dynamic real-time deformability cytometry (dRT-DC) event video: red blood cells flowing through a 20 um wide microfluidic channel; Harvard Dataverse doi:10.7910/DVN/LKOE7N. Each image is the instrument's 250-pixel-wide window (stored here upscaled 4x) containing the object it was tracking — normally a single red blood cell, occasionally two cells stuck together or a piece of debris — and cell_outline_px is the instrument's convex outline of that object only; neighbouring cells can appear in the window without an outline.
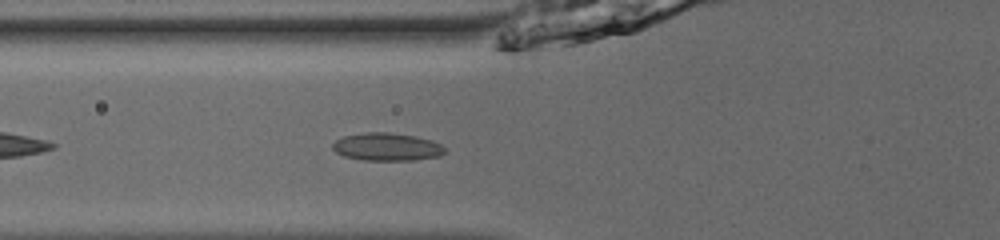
{"species": "common noctule bat (a hibernating species)", "species_latin": "Nyctalus noctula", "temperature_condition": "room temperature", "stored_images_in_passage": 36, "camera_frame_rate_fps": 3000, "um_per_image_px": 0.085, "animal": {"sex": "male", "body_mass_g": 13.0, "forearm_length_mm": 53.1}, "frame": {"image": 1, "passage_image": 4, "time_ms": 1.0, "image_size_px": [1000, 240], "cell_outline_px": [[444, 152], [440, 156], [412, 160], [364, 160], [344, 156], [336, 152], [332, 148], [332, 144], [336, 140], [344, 136], [364, 132], [388, 132], [416, 136], [432, 140], [440, 144], [444, 148]], "centroid_in_image_um": [32.87, 12.47], "position_along_channel_um": 92.9, "area_um2": 18.15}}
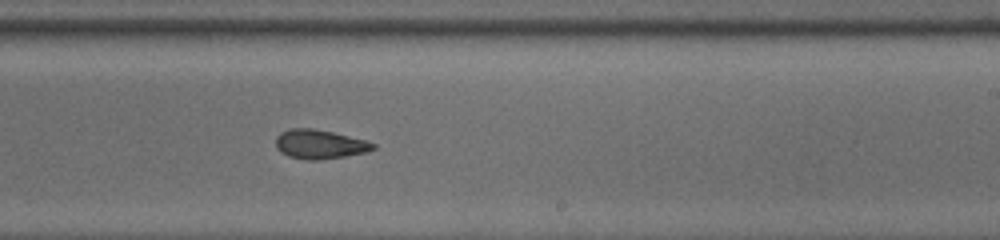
{"frame": {"image": 2, "passage_image": 17, "time_ms": 5.333, "image_size_px": [1000, 240], "cell_outline_px": [[376, 148], [364, 152], [344, 156], [320, 160], [304, 160], [288, 156], [280, 152], [276, 148], [276, 136], [280, 132], [288, 128], [312, 128], [332, 132], [368, 140], [376, 144]], "centroid_in_image_um": [27.15, 12.25], "position_along_channel_um": 261.9, "area_um2": 16.7}}
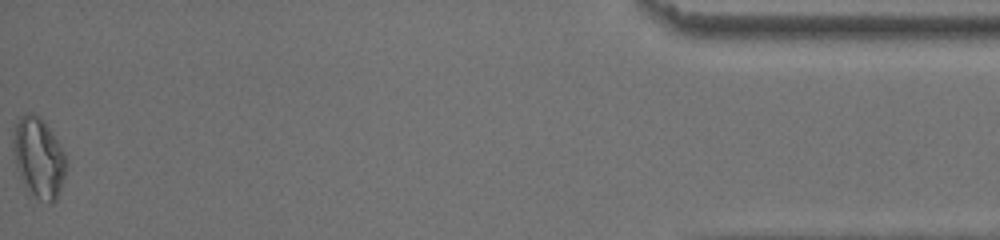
{"frame": {"image": 3, "passage_image": 36, "time_ms": 11.667, "image_size_px": [1000, 240], "cell_outline_px": [[68, 164], [56, 200], [52, 204], [48, 204], [40, 200], [24, 184], [20, 176], [16, 164], [12, 144], [12, 140], [16, 124], [20, 116], [32, 112], [40, 116], [44, 120], [64, 152]], "centroid_in_image_um": [3.3, 13.38], "position_along_channel_um": 431.9, "area_um2": 24.57}, "authors_computed_cell_mechanics": {"area_um2": 16.6753, "velocity_mm_per_s": 3.8748, "shape_relaxation_time_tau1_ms": null, "shape_relaxation_time_tau2_ms": 3.1156, "deformation_change_tau1": null, "deformation_change_tau2": 0.0842}}